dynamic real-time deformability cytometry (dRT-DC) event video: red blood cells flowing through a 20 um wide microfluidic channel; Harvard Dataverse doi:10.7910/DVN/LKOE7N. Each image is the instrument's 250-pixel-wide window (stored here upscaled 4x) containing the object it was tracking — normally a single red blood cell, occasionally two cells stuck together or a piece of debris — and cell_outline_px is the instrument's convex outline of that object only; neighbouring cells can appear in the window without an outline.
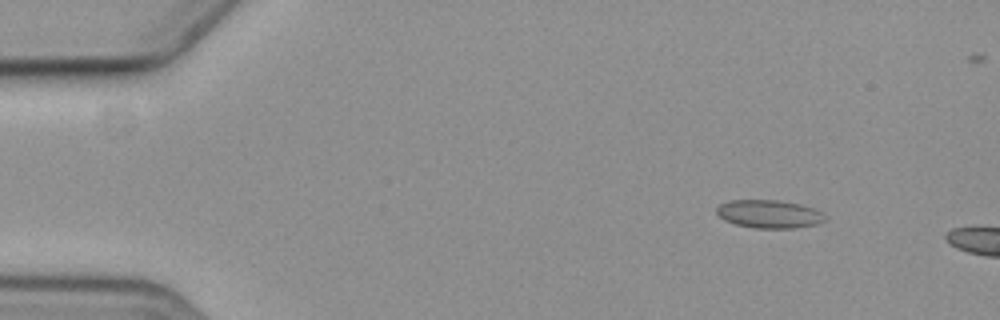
{"species": "common noctule bat (a hibernating species)", "species_latin": "Nyctalus noctula", "temperature_condition": "cold", "stored_images_in_passage": 5, "camera_frame_rate_fps": 3000, "um_per_image_px": 0.085, "animal": {"sex": "female", "body_mass_g": 19.3, "forearm_length_mm": 54.1}, "frame": {"image": 1, "passage_image": 1, "time_ms": 0.0, "image_size_px": [1000, 320], "cell_outline_px": [[828, 220], [816, 224], [796, 228], [752, 228], [736, 224], [724, 220], [716, 212], [716, 208], [720, 204], [728, 200], [776, 200], [800, 204], [812, 208], [828, 216]], "centroid_in_image_um": [65.39, 18.19], "position_along_channel_um": 19.6, "area_um2": 17.86}}